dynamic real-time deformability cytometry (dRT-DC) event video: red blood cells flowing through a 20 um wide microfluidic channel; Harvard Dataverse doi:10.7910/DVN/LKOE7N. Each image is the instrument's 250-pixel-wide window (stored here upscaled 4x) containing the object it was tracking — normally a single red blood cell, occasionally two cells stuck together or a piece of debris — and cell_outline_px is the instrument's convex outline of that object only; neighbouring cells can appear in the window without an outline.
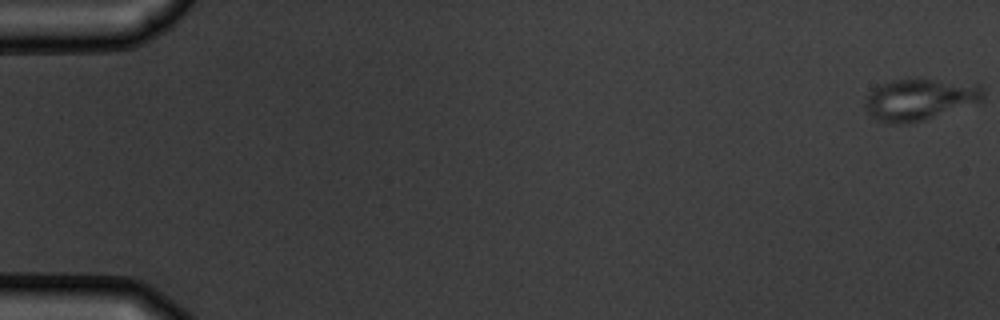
{"species": "common noctule bat (a hibernating species)", "species_latin": "Nyctalus noctula", "temperature_condition": "warm", "stored_images_in_passage": 6, "camera_frame_rate_fps": 3000, "um_per_image_px": 0.085, "animal": {"sex": "male", "body_mass_g": 19.5, "forearm_length_mm": 54.6}, "frame": {"image": 1, "passage_image": 1, "time_ms": 0.0, "image_size_px": [1000, 320], "cell_outline_px": [[984, 100], [920, 120], [904, 124], [884, 124], [876, 120], [868, 112], [864, 104], [868, 92], [880, 84], [892, 80], [932, 80], [980, 84], [984, 88]], "centroid_in_image_um": [78.13, 8.46], "position_along_channel_um": 6.9, "area_um2": 28.15}}
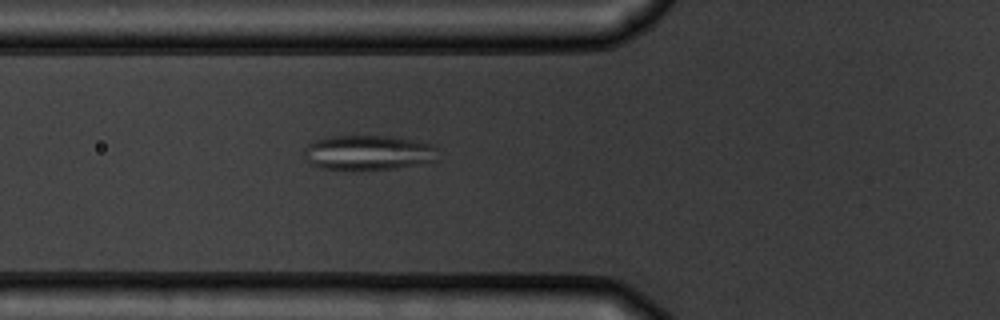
{"frame": {"image": 2, "passage_image": 6, "time_ms": 6.667, "image_size_px": [1000, 320], "cell_outline_px": [[436, 160], [396, 168], [320, 168], [304, 160], [304, 148], [308, 144], [316, 140], [336, 136], [388, 136], [436, 144]], "centroid_in_image_um": [31.29, 12.95], "position_along_channel_um": 94.5, "area_um2": 26.59}}